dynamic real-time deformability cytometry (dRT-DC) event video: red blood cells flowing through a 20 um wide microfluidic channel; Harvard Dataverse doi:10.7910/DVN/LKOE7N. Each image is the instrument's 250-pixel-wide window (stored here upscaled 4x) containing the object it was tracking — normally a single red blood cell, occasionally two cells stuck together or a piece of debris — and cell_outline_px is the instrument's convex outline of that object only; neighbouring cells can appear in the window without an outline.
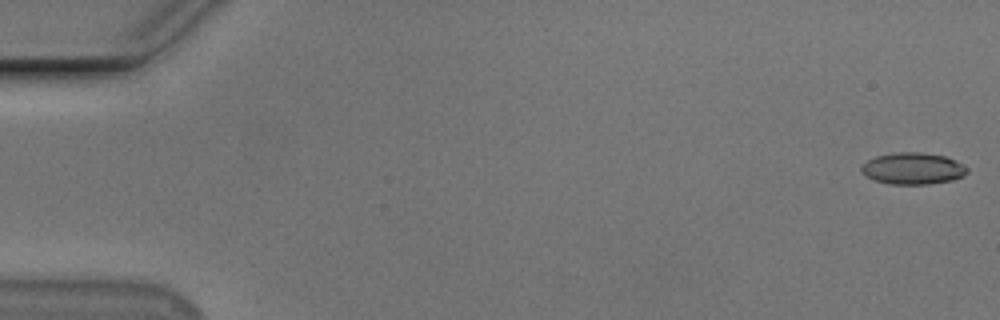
{"species": "Egyptian fruit bat (a non-hibernating species)", "species_latin": "Rousettus aegyptiacus", "temperature_condition": "cold", "stored_images_in_passage": 55, "camera_frame_rate_fps": 3000, "um_per_image_px": 0.085, "animal": {"sex": "male"}, "frame": {"image": 1, "passage_image": 1, "time_ms": 0.0, "image_size_px": [1000, 320], "cell_outline_px": [[968, 172], [952, 180], [928, 184], [892, 184], [876, 180], [864, 176], [860, 172], [860, 168], [868, 160], [876, 156], [896, 152], [920, 152], [944, 156], [968, 168]], "centroid_in_image_um": [77.54, 14.32], "position_along_channel_um": 7.5, "area_um2": 19.25}}
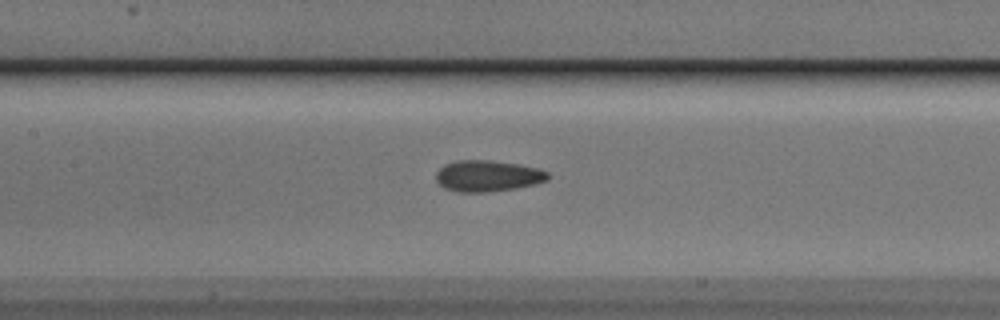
{"frame": {"image": 2, "passage_image": 26, "time_ms": 8.333, "image_size_px": [1000, 320], "cell_outline_px": [[548, 180], [516, 188], [488, 192], [456, 192], [444, 188], [436, 180], [436, 172], [444, 164], [456, 160], [488, 160], [516, 164], [536, 168], [548, 172]], "centroid_in_image_um": [41.4, 14.96], "position_along_channel_um": 166.0, "area_um2": 20.23}}
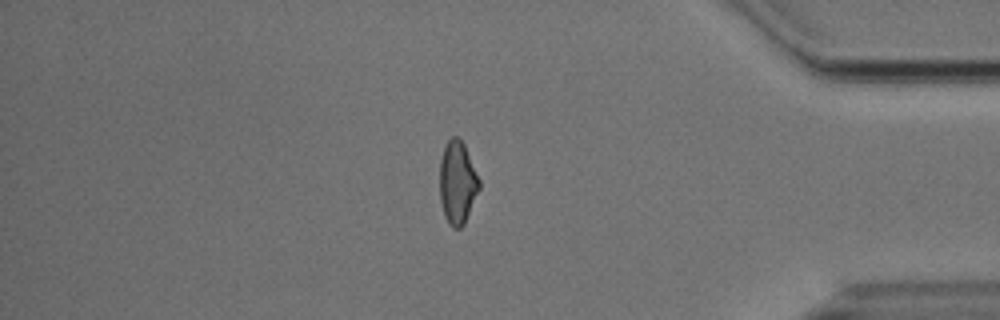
{"frame": {"image": 3, "passage_image": 47, "time_ms": 15.333, "image_size_px": [1000, 320], "cell_outline_px": [[480, 188], [464, 224], [460, 228], [452, 228], [448, 224], [444, 216], [440, 200], [440, 160], [444, 148], [448, 140], [452, 136], [456, 136], [464, 144], [480, 180]], "centroid_in_image_um": [38.88, 15.54], "position_along_channel_um": 396.3, "area_um2": 19.07}, "authors_computed_cell_mechanics": {"area_um2": 19.941, "velocity_mm_per_s": 3.7197, "shape_relaxation_time_tau1_ms": 5.2452, "shape_relaxation_time_tau2_ms": 2.591, "deformation_change_tau1": 0.1256, "deformation_change_tau2": 0.0777}}